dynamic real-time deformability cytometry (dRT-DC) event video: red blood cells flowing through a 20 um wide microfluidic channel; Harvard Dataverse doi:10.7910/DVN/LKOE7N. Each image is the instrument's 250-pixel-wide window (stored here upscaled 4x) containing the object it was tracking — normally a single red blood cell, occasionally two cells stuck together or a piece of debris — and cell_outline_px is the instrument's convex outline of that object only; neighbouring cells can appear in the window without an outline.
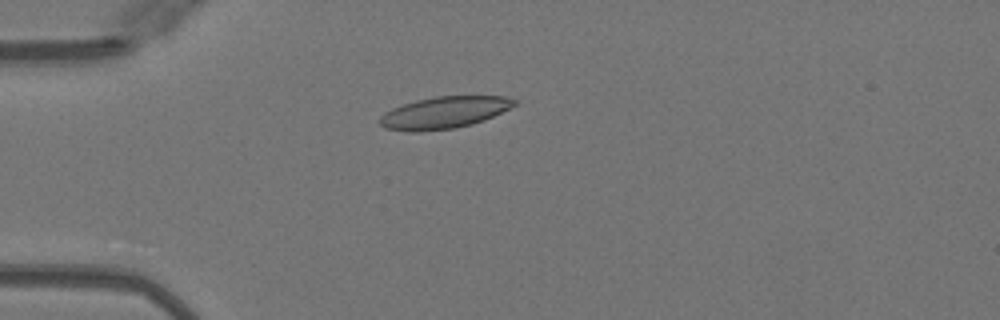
{"species": "Egyptian fruit bat (a non-hibernating species)", "species_latin": "Rousettus aegyptiacus", "temperature_condition": "warm", "stored_images_in_passage": 45, "camera_frame_rate_fps": 3000, "um_per_image_px": 0.085, "animal": {"sex": "female"}, "frame": {"image": 1, "passage_image": 8, "time_ms": 2.333, "image_size_px": [1000, 320], "cell_outline_px": [[516, 104], [484, 120], [472, 124], [456, 128], [416, 132], [408, 132], [384, 128], [376, 120], [384, 112], [392, 108], [416, 100], [436, 96], [508, 96], [516, 100]], "centroid_in_image_um": [37.69, 9.57], "position_along_channel_um": 47.3, "area_um2": 25.09}}
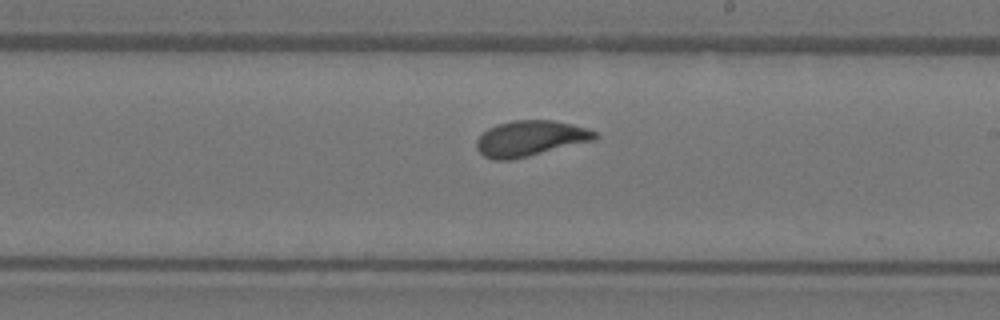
{"frame": {"image": 2, "passage_image": 24, "time_ms": 7.667, "image_size_px": [1000, 320], "cell_outline_px": [[596, 140], [512, 160], [492, 160], [484, 156], [476, 148], [476, 140], [488, 128], [496, 124], [512, 120], [552, 120], [572, 124], [596, 132]], "centroid_in_image_um": [45.04, 11.77], "position_along_channel_um": 244.0, "area_um2": 24.57}}
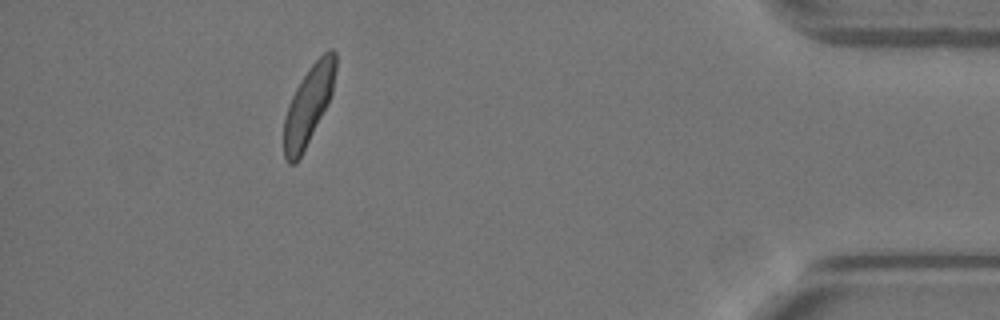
{"frame": {"image": 3, "passage_image": 40, "time_ms": 13.0, "image_size_px": [1000, 320], "cell_outline_px": [[336, 68], [332, 92], [296, 164], [288, 164], [284, 156], [284, 116], [288, 104], [300, 80], [308, 68], [328, 48], [332, 48], [336, 52]], "centroid_in_image_um": [26.2, 8.88], "position_along_channel_um": 409.0, "area_um2": 23.06}, "authors_computed_cell_mechanics": {"area_um2": 24.3338, "velocity_mm_per_s": 4.0626, "shape_relaxation_time_tau1_ms": 2.5885, "shape_relaxation_time_tau2_ms": 0.6739, "deformation_change_tau1": 0.1338, "deformation_change_tau2": 0.0678}}